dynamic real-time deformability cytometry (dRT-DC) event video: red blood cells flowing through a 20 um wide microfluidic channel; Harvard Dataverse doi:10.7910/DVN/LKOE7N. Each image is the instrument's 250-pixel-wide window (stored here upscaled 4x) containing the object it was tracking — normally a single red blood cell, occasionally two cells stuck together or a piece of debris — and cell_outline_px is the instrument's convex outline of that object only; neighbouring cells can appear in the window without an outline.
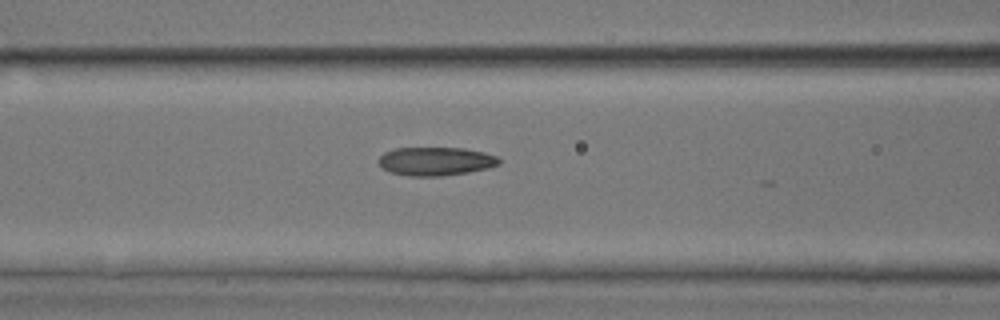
{"species": "common noctule bat (a hibernating species)", "species_latin": "Nyctalus noctula", "temperature_condition": "room temperature", "stored_images_in_passage": 31, "camera_frame_rate_fps": 3000, "um_per_image_px": 0.085, "animal": {"sex": "male", "body_mass_g": 17.9, "forearm_length_mm": 54.2}, "frame": {"image": 1, "passage_image": 22, "time_ms": 7.0, "image_size_px": [1000, 320], "cell_outline_px": [[500, 164], [488, 168], [468, 172], [440, 176], [408, 176], [388, 172], [376, 160], [384, 152], [396, 148], [464, 148], [484, 152], [496, 156], [500, 160]], "centroid_in_image_um": [37.01, 13.71], "position_along_channel_um": 129.6, "area_um2": 20.06}}